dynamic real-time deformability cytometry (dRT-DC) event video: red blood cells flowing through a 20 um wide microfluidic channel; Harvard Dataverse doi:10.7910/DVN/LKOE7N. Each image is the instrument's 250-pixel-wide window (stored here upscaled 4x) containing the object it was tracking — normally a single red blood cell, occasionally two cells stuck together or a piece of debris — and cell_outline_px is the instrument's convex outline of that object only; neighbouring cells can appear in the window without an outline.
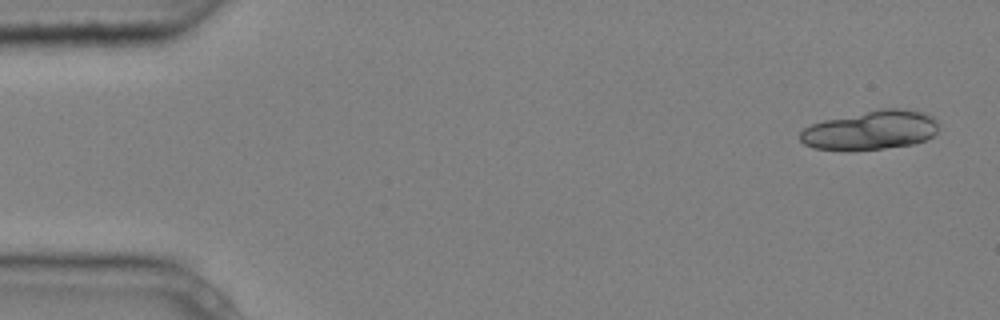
{"species": "common noctule bat (a hibernating species)", "species_latin": "Nyctalus noctula", "temperature_condition": "cold", "stored_images_in_passage": 6, "segment_of_instrument_passage": [1, 2], "camera_frame_rate_fps": 3000, "um_per_image_px": 0.085, "animal": {"sex": "male", "body_mass_g": 20.4}, "frame": {"image": 1, "passage_image": 1, "time_ms": 0.0, "image_size_px": [1000, 320], "cell_outline_px": [[940, 128], [932, 136], [924, 140], [912, 144], [884, 148], [812, 148], [804, 144], [800, 140], [800, 132], [804, 128], [812, 124], [824, 120], [880, 108], [900, 108], [924, 112], [932, 116], [936, 120]], "centroid_in_image_um": [74.05, 11.02], "position_along_channel_um": 10.9, "area_um2": 30.98}}